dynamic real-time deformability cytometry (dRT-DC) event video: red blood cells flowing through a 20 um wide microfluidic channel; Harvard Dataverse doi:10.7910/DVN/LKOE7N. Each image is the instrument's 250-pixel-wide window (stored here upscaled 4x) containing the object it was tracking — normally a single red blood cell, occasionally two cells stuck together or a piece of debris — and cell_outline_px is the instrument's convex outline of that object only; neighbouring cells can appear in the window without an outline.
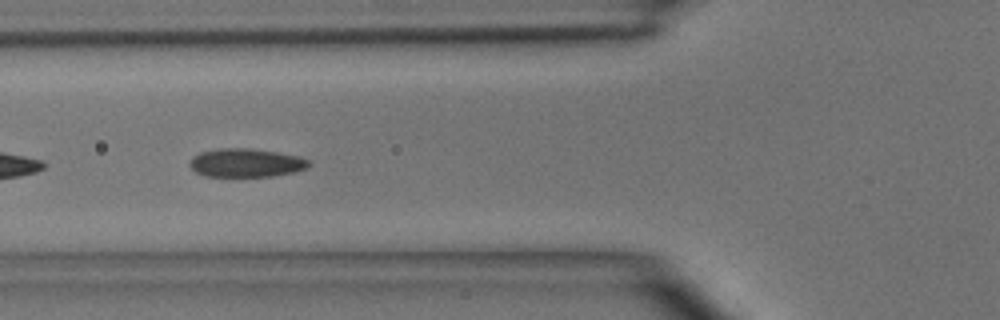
{"species": "common noctule bat (a hibernating species)", "species_latin": "Nyctalus noctula", "temperature_condition": "room temperature", "stored_images_in_passage": 7, "camera_frame_rate_fps": 3000, "um_per_image_px": 0.085, "animal": {"sex": "male", "body_mass_g": 15.6}, "frame": {"image": 1, "passage_image": 5, "time_ms": 4.667, "image_size_px": [1000, 320], "cell_outline_px": [[312, 164], [308, 168], [292, 172], [272, 176], [204, 176], [196, 172], [188, 164], [192, 156], [200, 152], [220, 148], [248, 148], [276, 152], [300, 156], [312, 160]], "centroid_in_image_um": [20.93, 13.83], "position_along_channel_um": 104.9, "area_um2": 19.94}}